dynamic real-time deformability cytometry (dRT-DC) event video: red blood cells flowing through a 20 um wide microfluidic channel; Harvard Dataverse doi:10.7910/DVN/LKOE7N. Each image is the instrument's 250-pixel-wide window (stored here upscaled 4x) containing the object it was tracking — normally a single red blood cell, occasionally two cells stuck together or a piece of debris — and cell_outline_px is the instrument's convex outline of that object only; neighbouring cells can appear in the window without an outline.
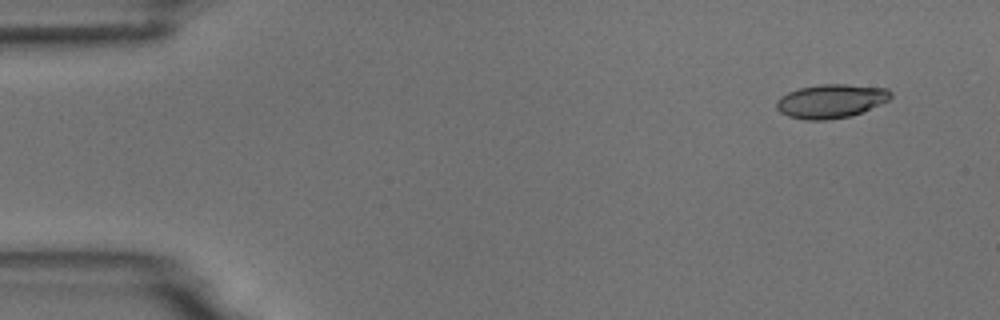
{"species": "common noctule bat (a hibernating species)", "species_latin": "Nyctalus noctula", "temperature_condition": "room temperature", "stored_images_in_passage": 4, "camera_frame_rate_fps": 3000, "um_per_image_px": 0.085, "animal": {"sex": "male", "body_mass_g": 18.8}, "frame": {"image": 1, "passage_image": 1, "time_ms": 0.0, "image_size_px": [1000, 320], "cell_outline_px": [[892, 96], [888, 100], [852, 116], [828, 120], [804, 120], [788, 116], [780, 112], [776, 108], [776, 100], [780, 96], [788, 92], [800, 88], [820, 84], [844, 84], [888, 88], [892, 92]], "centroid_in_image_um": [70.61, 8.59], "position_along_channel_um": 14.4, "area_um2": 22.6}}
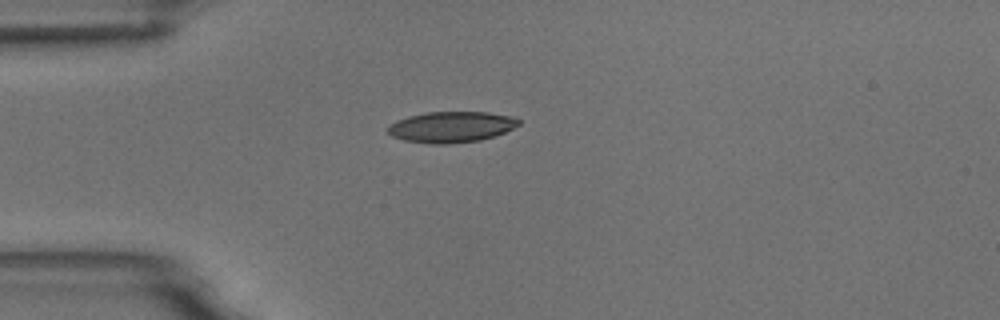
{"frame": {"image": 2, "passage_image": 4, "time_ms": 3.333, "image_size_px": [1000, 320], "cell_outline_px": [[520, 124], [504, 132], [480, 140], [448, 144], [432, 144], [404, 140], [392, 136], [388, 132], [388, 124], [396, 120], [408, 116], [428, 112], [488, 112], [516, 116], [520, 120]], "centroid_in_image_um": [38.36, 10.78], "position_along_channel_um": 46.6, "area_um2": 23.64}}